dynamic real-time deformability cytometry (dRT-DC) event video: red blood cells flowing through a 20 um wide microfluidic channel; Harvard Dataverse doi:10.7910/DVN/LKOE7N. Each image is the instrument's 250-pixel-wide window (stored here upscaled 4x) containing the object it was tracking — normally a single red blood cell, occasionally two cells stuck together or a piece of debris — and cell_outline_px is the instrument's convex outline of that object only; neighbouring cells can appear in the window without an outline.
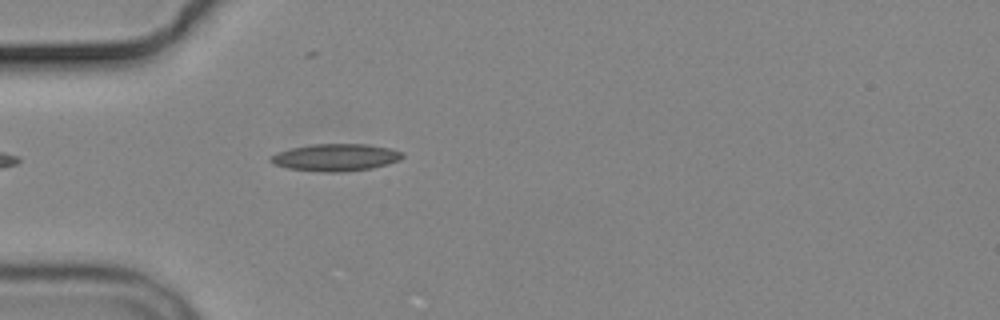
{"species": "common noctule bat (a hibernating species)", "species_latin": "Nyctalus noctula", "temperature_condition": "cold", "stored_images_in_passage": 4, "camera_frame_rate_fps": 3000, "um_per_image_px": 0.085, "animal": {"sex": "male", "body_mass_g": 19.2, "forearm_length_mm": 51.8}, "frame": {"image": 1, "passage_image": 4, "time_ms": 4.333, "image_size_px": [1000, 320], "cell_outline_px": [[404, 156], [400, 160], [388, 164], [372, 168], [340, 172], [324, 172], [288, 168], [272, 164], [268, 160], [276, 152], [292, 148], [312, 144], [364, 144], [392, 148], [404, 152]], "centroid_in_image_um": [28.55, 13.38], "position_along_channel_um": 56.4, "area_um2": 20.98}}